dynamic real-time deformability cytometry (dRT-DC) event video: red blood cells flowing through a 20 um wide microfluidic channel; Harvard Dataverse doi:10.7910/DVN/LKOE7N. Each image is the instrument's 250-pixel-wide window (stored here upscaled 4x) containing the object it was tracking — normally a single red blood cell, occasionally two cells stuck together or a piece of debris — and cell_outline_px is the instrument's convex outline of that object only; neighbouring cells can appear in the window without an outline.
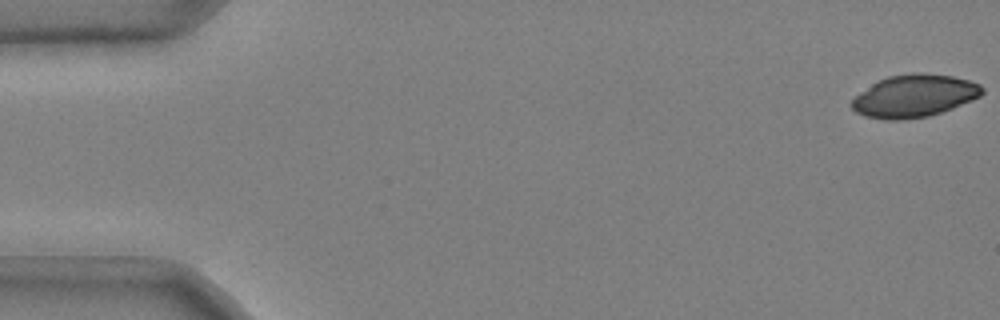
{"species": "common noctule bat (a hibernating species)", "species_latin": "Nyctalus noctula", "temperature_condition": "cold", "stored_images_in_passage": 49, "camera_frame_rate_fps": 3000, "um_per_image_px": 0.085, "animal": {"sex": "male", "body_mass_g": 20.4}, "frame": {"image": 1, "passage_image": 1, "time_ms": 0.0, "image_size_px": [1000, 320], "cell_outline_px": [[984, 92], [980, 96], [972, 100], [952, 108], [928, 116], [900, 120], [884, 120], [864, 116], [856, 112], [848, 104], [860, 92], [872, 84], [888, 76], [912, 72], [920, 72], [952, 76], [968, 80], [980, 84], [984, 88]], "centroid_in_image_um": [77.7, 8.15], "position_along_channel_um": 7.3, "area_um2": 32.37}}